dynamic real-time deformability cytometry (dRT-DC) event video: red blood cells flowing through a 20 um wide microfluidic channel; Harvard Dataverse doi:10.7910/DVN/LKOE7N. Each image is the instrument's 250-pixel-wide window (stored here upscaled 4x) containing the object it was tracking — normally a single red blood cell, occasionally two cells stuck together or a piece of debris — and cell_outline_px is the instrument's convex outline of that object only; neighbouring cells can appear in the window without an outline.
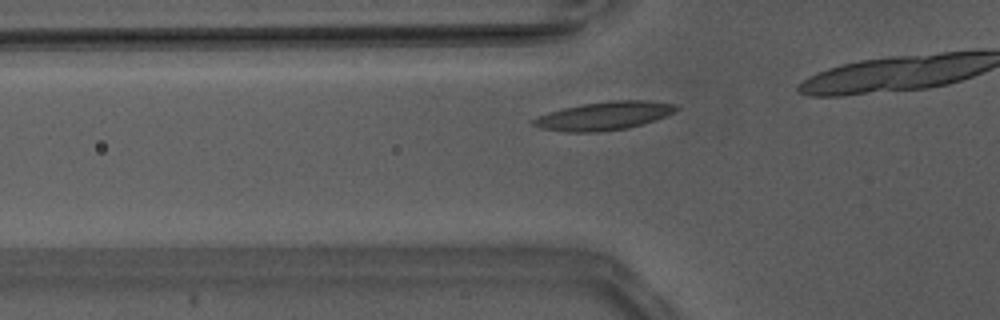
{"species": "Egyptian fruit bat (a non-hibernating species)", "species_latin": "Rousettus aegyptiacus", "temperature_condition": "warm", "stored_images_in_passage": 26, "camera_frame_rate_fps": 3000, "um_per_image_px": 0.085, "animal": {"sex": "male"}, "frame": {"image": 1, "passage_image": 5, "time_ms": 1.333, "image_size_px": [1000, 320], "cell_outline_px": [[680, 108], [676, 112], [628, 128], [600, 132], [564, 132], [540, 128], [532, 124], [532, 120], [548, 112], [564, 108], [584, 104], [612, 100], [648, 100], [676, 104]], "centroid_in_image_um": [51.36, 9.84], "position_along_channel_um": 74.4, "area_um2": 23.47}}
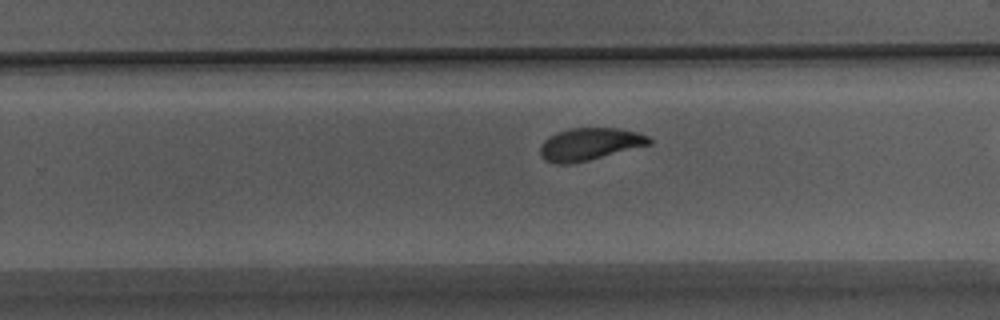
{"frame": {"image": 2, "passage_image": 19, "time_ms": 6.0, "image_size_px": [1000, 320], "cell_outline_px": [[652, 144], [588, 160], [568, 164], [556, 164], [544, 160], [540, 156], [540, 148], [544, 140], [548, 136], [556, 132], [568, 128], [620, 128], [636, 132], [648, 136], [652, 140]], "centroid_in_image_um": [50.09, 12.24], "position_along_channel_um": 279.7, "area_um2": 20.63}}
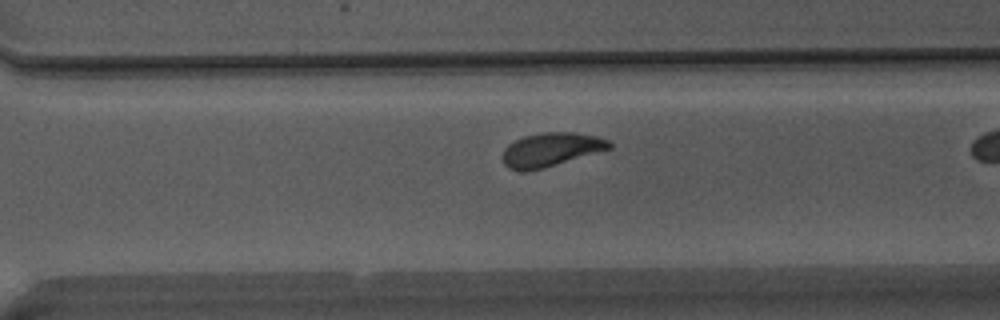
{"frame": {"image": 3, "passage_image": 22, "time_ms": 7.0, "image_size_px": [1000, 320], "cell_outline_px": [[612, 148], [544, 168], [524, 172], [520, 172], [508, 168], [504, 164], [500, 156], [504, 148], [508, 144], [524, 136], [544, 132], [572, 132], [596, 136], [608, 140], [612, 144]], "centroid_in_image_um": [46.78, 12.73], "position_along_channel_um": 323.8, "area_um2": 21.15}}